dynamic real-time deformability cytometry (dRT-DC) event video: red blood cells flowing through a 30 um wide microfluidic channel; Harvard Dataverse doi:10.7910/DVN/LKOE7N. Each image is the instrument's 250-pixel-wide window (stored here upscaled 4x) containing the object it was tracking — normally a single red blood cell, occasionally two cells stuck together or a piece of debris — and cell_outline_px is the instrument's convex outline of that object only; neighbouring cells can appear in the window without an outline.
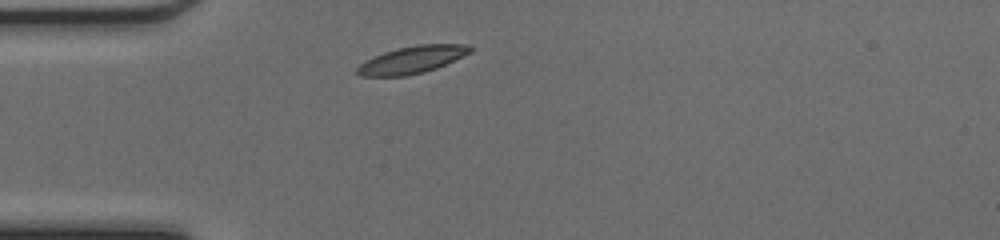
{"species": "common noctule bat (a hibernating species)", "species_latin": "Nyctalus noctula", "temperature_condition": "cold", "stored_images_in_passage": 36, "camera_frame_rate_fps": 3000, "um_per_image_px": 0.085, "animal": {"sex": "female", "body_mass_g": 17.0, "forearm_length_mm": 48.0}, "frame": {"image": 1, "passage_image": 1, "time_ms": 0.0, "image_size_px": [1000, 240], "cell_outline_px": [[472, 52], [436, 68], [424, 72], [404, 76], [360, 76], [356, 72], [356, 68], [364, 60], [384, 52], [396, 48], [416, 44], [468, 44], [472, 48]], "centroid_in_image_um": [35.01, 5.07], "position_along_channel_um": 50.0, "area_um2": 18.03}}
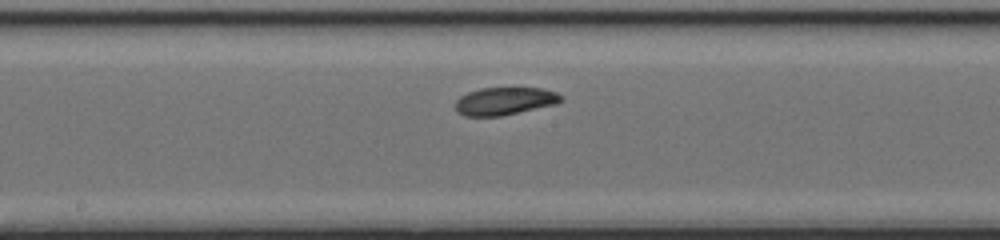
{"frame": {"image": 2, "passage_image": 13, "time_ms": 4.0, "image_size_px": [1000, 240], "cell_outline_px": [[564, 100], [556, 104], [500, 116], [464, 116], [456, 112], [456, 100], [460, 96], [468, 92], [480, 88], [544, 88], [556, 92], [564, 96]], "centroid_in_image_um": [42.91, 8.59], "position_along_channel_um": 205.3, "area_um2": 17.17}}
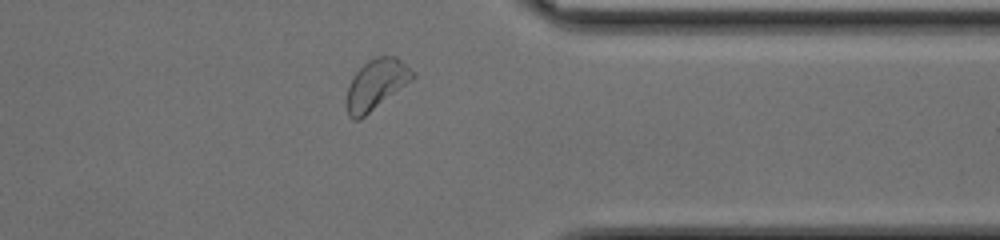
{"frame": {"image": 3, "passage_image": 26, "time_ms": 8.333, "image_size_px": [1000, 240], "cell_outline_px": [[416, 76], [412, 80], [360, 120], [352, 120], [348, 116], [344, 104], [348, 84], [352, 76], [368, 60], [376, 56], [396, 56], [416, 72]], "centroid_in_image_um": [31.94, 7.2], "position_along_channel_um": 379.5, "area_um2": 19.77}, "authors_computed_cell_mechanics": {"area_um2": 18.0625, "velocity_mm_per_s": 4.2065, "shape_relaxation_time_tau1_ms": 3.3095, "shape_relaxation_time_tau2_ms": 3.4759, "deformation_change_tau1": 0.108, "deformation_change_tau2": 0.0853}}